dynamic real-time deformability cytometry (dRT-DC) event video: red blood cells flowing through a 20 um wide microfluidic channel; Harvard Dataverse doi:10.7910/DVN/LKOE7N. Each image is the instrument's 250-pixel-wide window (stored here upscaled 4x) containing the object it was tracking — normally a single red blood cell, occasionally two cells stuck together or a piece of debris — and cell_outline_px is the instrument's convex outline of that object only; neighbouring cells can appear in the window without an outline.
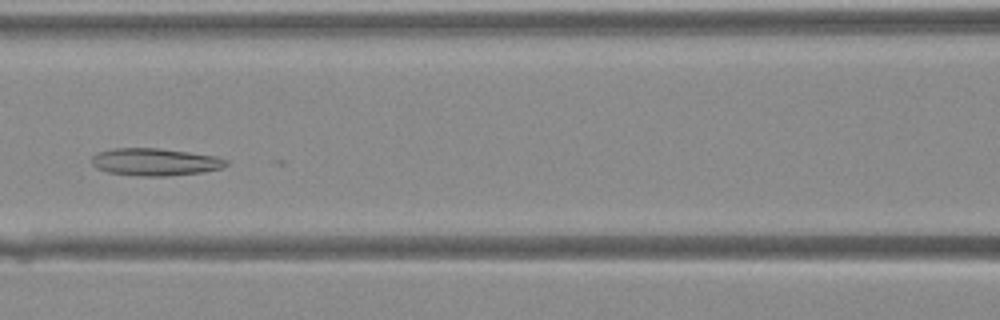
{"species": "Egyptian fruit bat (a non-hibernating species)", "species_latin": "Rousettus aegyptiacus", "temperature_condition": "warm", "stored_images_in_passage": 37, "camera_frame_rate_fps": 3000, "um_per_image_px": 0.085, "animal": {"sex": "female"}, "frame": {"image": 1, "passage_image": 14, "time_ms": 4.333, "image_size_px": [1000, 320], "cell_outline_px": [[228, 164], [220, 168], [204, 172], [168, 176], [140, 176], [108, 172], [96, 168], [92, 164], [92, 156], [96, 152], [112, 148], [156, 148], [188, 152], [216, 156], [228, 160]], "centroid_in_image_um": [13.16, 13.76], "position_along_channel_um": 153.4, "area_um2": 21.5}}
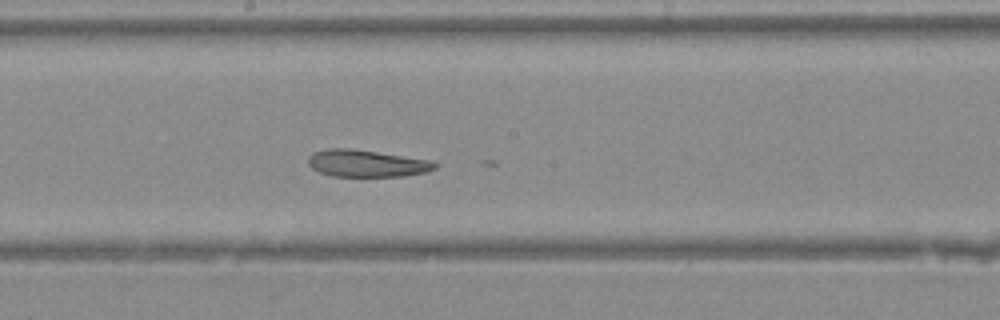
{"frame": {"image": 2, "passage_image": 18, "time_ms": 5.667, "image_size_px": [1000, 320], "cell_outline_px": [[436, 168], [428, 172], [404, 176], [332, 176], [320, 172], [312, 168], [308, 164], [308, 156], [312, 152], [328, 148], [352, 148], [432, 160], [436, 164]], "centroid_in_image_um": [31.16, 13.88], "position_along_channel_um": 217.0, "area_um2": 20.11}}
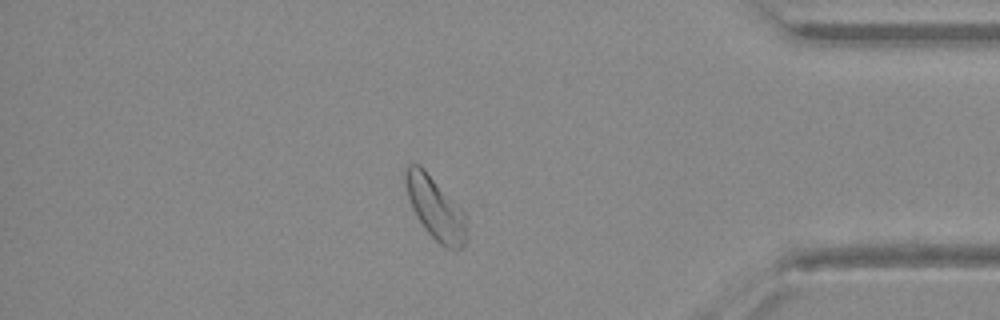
{"frame": {"image": 3, "passage_image": 31, "time_ms": 10.0, "image_size_px": [1000, 320], "cell_outline_px": [[468, 220], [464, 244], [456, 252], [444, 248], [428, 232], [416, 216], [412, 208], [404, 184], [404, 164], [420, 164], [468, 212]], "centroid_in_image_um": [37.05, 17.66], "position_along_channel_um": 398.2, "area_um2": 23.18}}